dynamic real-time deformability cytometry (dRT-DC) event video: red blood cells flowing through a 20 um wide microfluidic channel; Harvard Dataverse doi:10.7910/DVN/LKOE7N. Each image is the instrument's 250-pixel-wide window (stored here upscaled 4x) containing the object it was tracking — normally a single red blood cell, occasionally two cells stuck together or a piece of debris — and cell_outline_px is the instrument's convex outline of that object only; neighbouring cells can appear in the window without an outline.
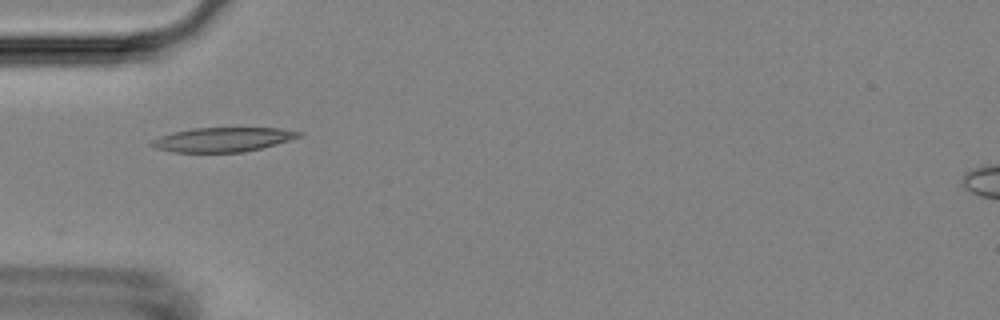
{"species": "Egyptian fruit bat (a non-hibernating species)", "species_latin": "Rousettus aegyptiacus", "temperature_condition": "room temperature", "stored_images_in_passage": 31, "camera_frame_rate_fps": 3000, "um_per_image_px": 0.085, "animal": {"sex": "female"}, "frame": {"image": 1, "passage_image": 1, "time_ms": 0.0, "image_size_px": [1000, 320], "cell_outline_px": [[304, 132], [300, 136], [276, 144], [244, 152], [172, 152], [156, 148], [148, 144], [152, 140], [160, 136], [172, 132], [192, 128], [280, 128]], "centroid_in_image_um": [18.91, 11.86], "position_along_channel_um": 66.1, "area_um2": 20.81}}
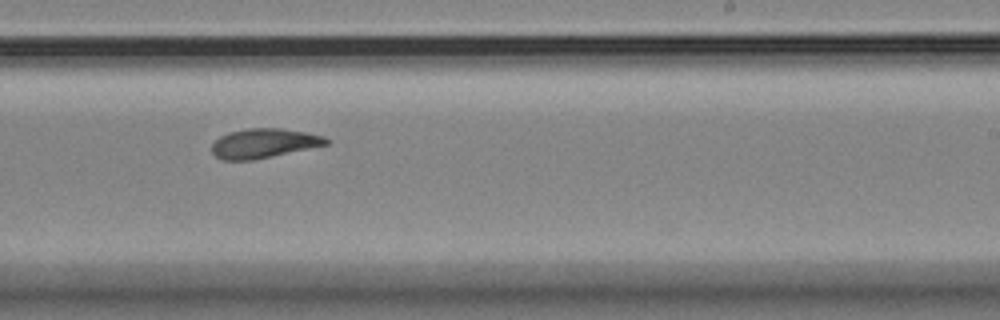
{"frame": {"image": 2, "passage_image": 17, "time_ms": 5.333, "image_size_px": [1000, 320], "cell_outline_px": [[332, 140], [328, 144], [272, 156], [252, 160], [220, 160], [212, 152], [212, 144], [220, 136], [228, 132], [248, 128], [280, 128], [304, 132], [324, 136]], "centroid_in_image_um": [22.41, 12.17], "position_along_channel_um": 266.6, "area_um2": 19.54}}
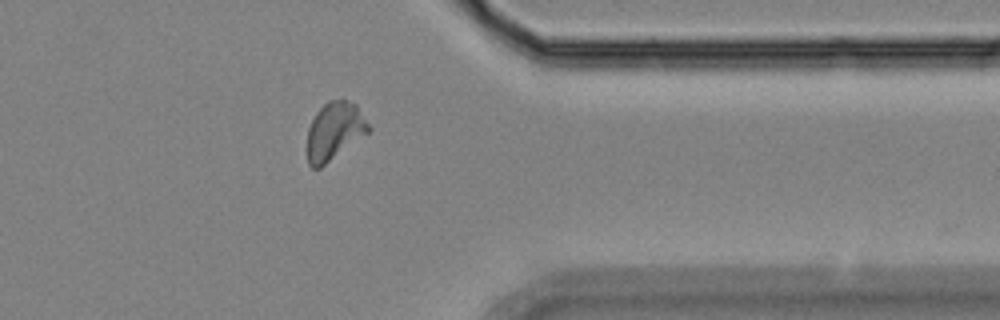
{"frame": {"image": 3, "passage_image": 27, "time_ms": 8.667, "image_size_px": [1000, 320], "cell_outline_px": [[372, 128], [368, 132], [320, 168], [312, 168], [308, 164], [308, 128], [316, 112], [328, 100], [344, 100], [356, 104]], "centroid_in_image_um": [28.43, 11.13], "position_along_channel_um": 383.0, "area_um2": 20.35}, "authors_computed_cell_mechanics": {"area_um2": 19.8832, "velocity_mm_per_s": 3.7605, "shape_relaxation_time_tau1_ms": null, "shape_relaxation_time_tau2_ms": 2.12, "deformation_change_tau1": null, "deformation_change_tau2": 0.0809}}